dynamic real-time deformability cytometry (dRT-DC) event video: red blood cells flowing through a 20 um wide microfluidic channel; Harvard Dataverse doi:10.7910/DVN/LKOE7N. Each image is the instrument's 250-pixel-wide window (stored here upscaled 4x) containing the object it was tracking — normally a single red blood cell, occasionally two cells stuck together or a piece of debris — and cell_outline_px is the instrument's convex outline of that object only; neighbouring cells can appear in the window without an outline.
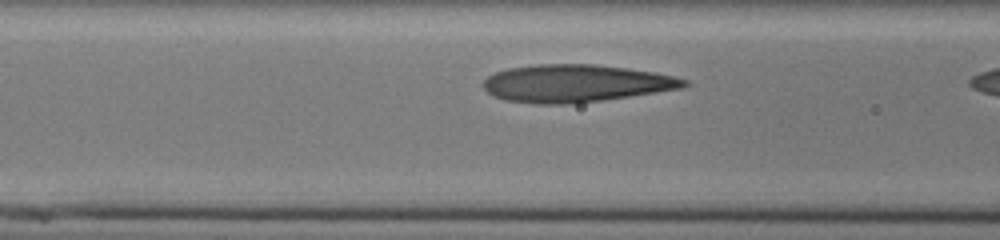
{"species": "human", "species_latin": "Homo sapiens", "temperature_condition": "cold", "stored_images_in_passage": 8, "camera_frame_rate_fps": 3000, "um_per_image_px": 0.085, "donor": {"sex": "male"}, "frame": {"image": 1, "passage_image": 6, "time_ms": 1.667, "image_size_px": [1000, 240], "cell_outline_px": [[692, 84], [684, 88], [604, 100], [564, 104], [536, 104], [508, 100], [496, 96], [488, 92], [484, 88], [484, 80], [488, 76], [496, 72], [508, 68], [536, 64], [592, 64], [656, 72], [688, 80]], "centroid_in_image_um": [48.99, 7.08], "position_along_channel_um": 117.6, "area_um2": 43.75}}